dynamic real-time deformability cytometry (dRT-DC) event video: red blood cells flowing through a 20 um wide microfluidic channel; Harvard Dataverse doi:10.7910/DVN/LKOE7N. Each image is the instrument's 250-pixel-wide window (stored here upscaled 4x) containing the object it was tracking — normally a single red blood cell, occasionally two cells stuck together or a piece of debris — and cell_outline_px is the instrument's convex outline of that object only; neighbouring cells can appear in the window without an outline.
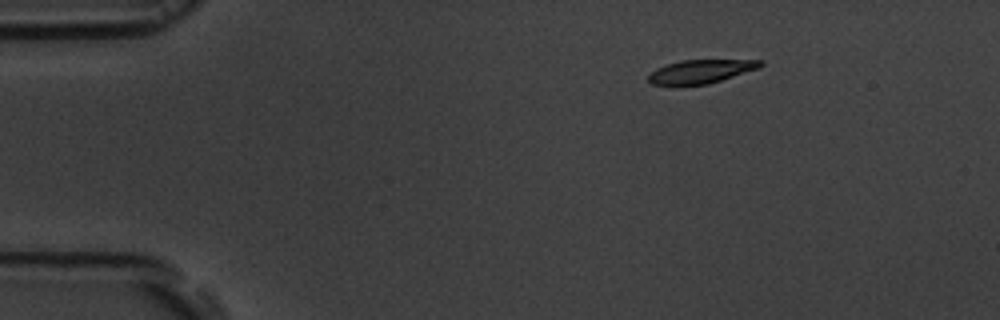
{"species": "common noctule bat (a hibernating species)", "species_latin": "Nyctalus noctula", "temperature_condition": "room temperature", "stored_images_in_passage": 7, "camera_frame_rate_fps": 3000, "um_per_image_px": 0.085, "animal": {"sex": "male", "body_mass_g": 19.5, "forearm_length_mm": 54.6}, "frame": {"image": 1, "passage_image": 1, "time_ms": 0.0, "image_size_px": [1000, 320], "cell_outline_px": [[764, 64], [760, 68], [708, 84], [672, 88], [652, 84], [648, 80], [648, 76], [656, 68], [680, 60], [764, 60]], "centroid_in_image_um": [59.52, 6.12], "position_along_channel_um": 25.5, "area_um2": 15.95}}
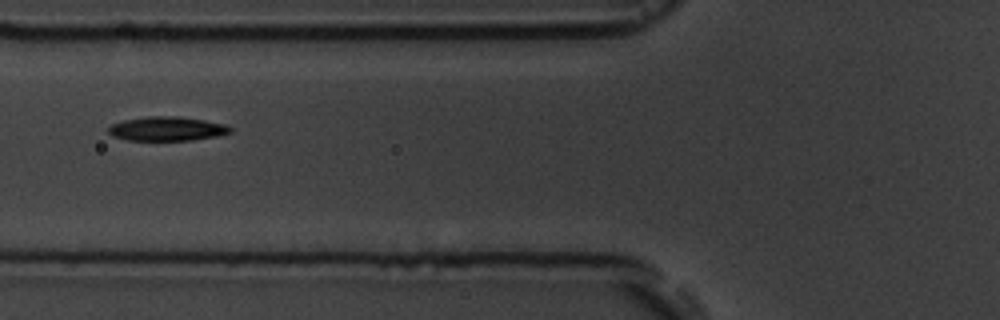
{"frame": {"image": 2, "passage_image": 5, "time_ms": 4.333, "image_size_px": [1000, 320], "cell_outline_px": [[232, 132], [216, 136], [192, 140], [128, 140], [112, 136], [108, 132], [108, 128], [112, 124], [124, 120], [144, 116], [180, 116], [204, 120], [224, 124], [232, 128]], "centroid_in_image_um": [14.18, 10.94], "position_along_channel_um": 111.6, "area_um2": 17.17}}
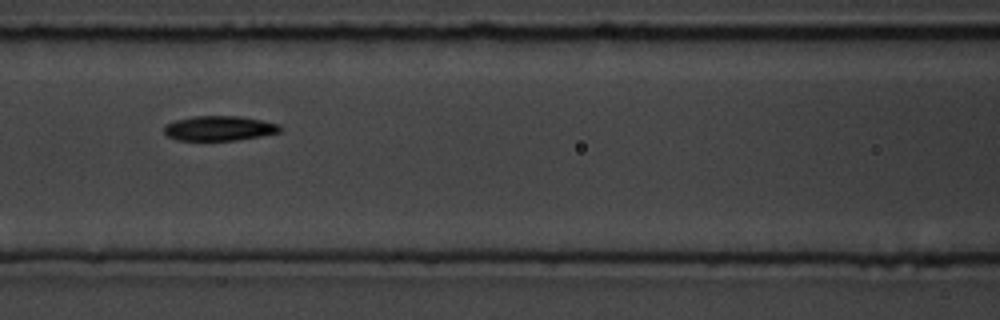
{"frame": {"image": 3, "passage_image": 6, "time_ms": 5.333, "image_size_px": [1000, 320], "cell_outline_px": [[280, 132], [260, 136], [236, 140], [176, 140], [168, 136], [164, 132], [164, 124], [176, 120], [192, 116], [240, 116], [280, 124]], "centroid_in_image_um": [18.6, 10.9], "position_along_channel_um": 148.0, "area_um2": 16.7}}